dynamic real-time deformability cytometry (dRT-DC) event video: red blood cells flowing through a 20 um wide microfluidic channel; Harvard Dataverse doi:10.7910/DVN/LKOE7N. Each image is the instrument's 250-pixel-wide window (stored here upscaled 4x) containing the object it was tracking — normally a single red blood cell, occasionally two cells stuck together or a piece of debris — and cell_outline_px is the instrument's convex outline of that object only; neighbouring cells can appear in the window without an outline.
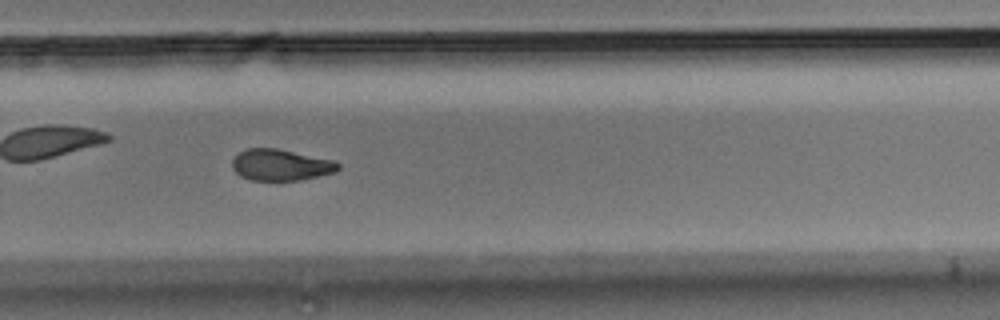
{"species": "Egyptian fruit bat (a non-hibernating species)", "species_latin": "Rousettus aegyptiacus", "temperature_condition": "room temperature", "stored_images_in_passage": 53, "camera_frame_rate_fps": 3000, "um_per_image_px": 0.085, "animal": {"sex": "male"}, "frame": {"image": 1, "passage_image": 38, "time_ms": 12.333, "image_size_px": [1000, 320], "cell_outline_px": [[340, 168], [336, 172], [300, 180], [252, 180], [240, 176], [232, 168], [232, 160], [240, 152], [248, 148], [276, 148], [336, 160], [340, 164]], "centroid_in_image_um": [23.9, 14.01], "position_along_channel_um": 305.9, "area_um2": 19.42}, "authors_computed_cell_mechanics": {"area_um2": 20.0566, "velocity_mm_per_s": 3.5627, "shape_relaxation_time_tau1_ms": 8.953, "shape_relaxation_time_tau2_ms": 4.4598, "deformation_change_tau1": 0.1858, "deformation_change_tau2": 0.1014}}